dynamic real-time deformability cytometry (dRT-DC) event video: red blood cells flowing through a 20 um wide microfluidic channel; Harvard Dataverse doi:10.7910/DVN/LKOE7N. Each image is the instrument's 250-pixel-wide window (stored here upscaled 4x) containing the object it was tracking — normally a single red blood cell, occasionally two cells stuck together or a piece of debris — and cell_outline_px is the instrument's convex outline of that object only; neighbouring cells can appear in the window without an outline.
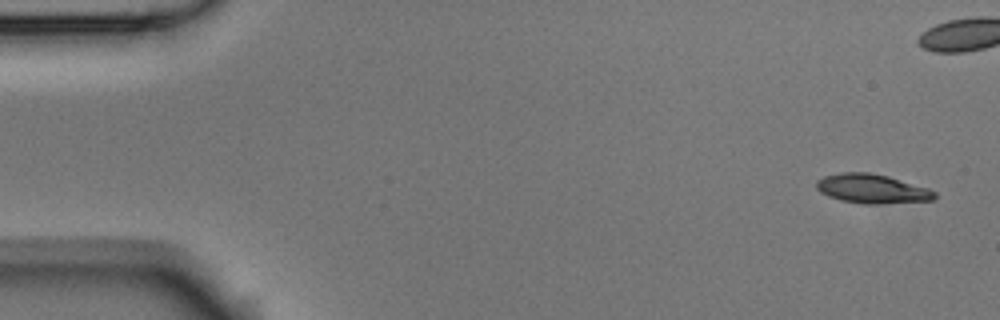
{"species": "Egyptian fruit bat (a non-hibernating species)", "species_latin": "Rousettus aegyptiacus", "temperature_condition": "room temperature", "stored_images_in_passage": 10, "camera_frame_rate_fps": 3000, "um_per_image_px": 0.085, "animal": {"sex": "male"}, "frame": {"image": 1, "passage_image": 1, "time_ms": 0.0, "image_size_px": [1000, 320], "cell_outline_px": [[936, 196], [932, 200], [876, 204], [864, 204], [840, 200], [828, 196], [820, 192], [816, 188], [816, 180], [824, 176], [840, 172], [868, 172], [888, 176], [928, 188], [936, 192]], "centroid_in_image_um": [74.09, 16.04], "position_along_channel_um": 10.9, "area_um2": 20.11}}
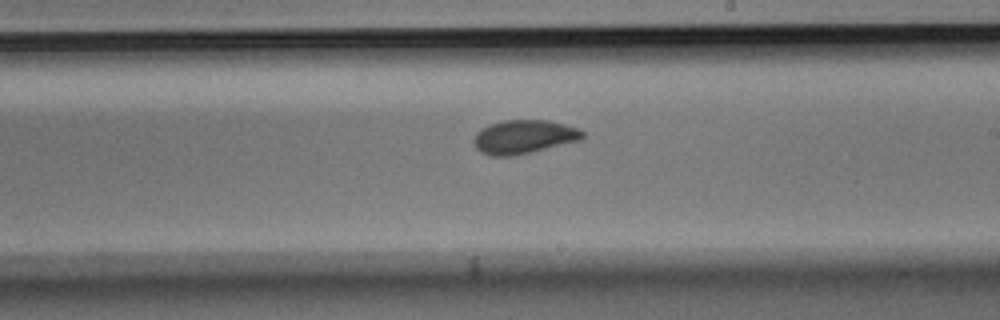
{"frame": {"image": 2, "passage_image": 10, "time_ms": 3.0, "image_size_px": [1000, 320], "cell_outline_px": [[584, 136], [580, 140], [512, 156], [492, 156], [480, 152], [476, 148], [472, 140], [476, 132], [488, 124], [504, 120], [548, 120], [580, 128], [584, 132]], "centroid_in_image_um": [44.5, 11.62], "position_along_channel_um": 244.5, "area_um2": 21.39}}